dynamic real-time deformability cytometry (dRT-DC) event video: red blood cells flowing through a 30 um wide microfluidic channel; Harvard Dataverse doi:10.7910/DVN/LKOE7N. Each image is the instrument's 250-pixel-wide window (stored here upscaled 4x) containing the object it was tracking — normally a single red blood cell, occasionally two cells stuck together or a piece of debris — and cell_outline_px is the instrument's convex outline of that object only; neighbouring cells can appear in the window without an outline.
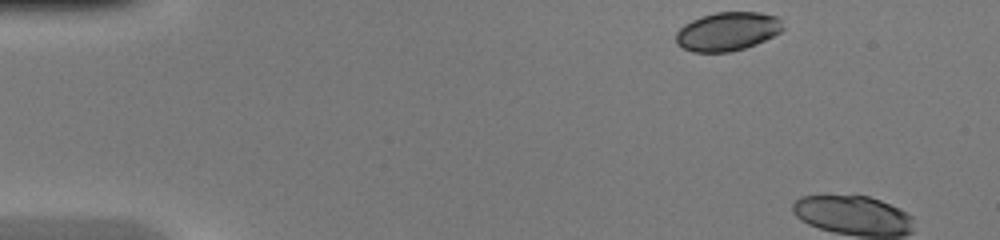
{"species": "common noctule bat (a hibernating species)", "species_latin": "Nyctalus noctula", "temperature_condition": "warm", "stored_images_in_passage": 4, "camera_frame_rate_fps": 3000, "um_per_image_px": 0.085, "animal": {"sex": "female", "body_mass_g": 20.0, "forearm_length_mm": 54.0}, "frame": {"image": 1, "passage_image": 1, "time_ms": 0.0, "image_size_px": [1000, 240], "cell_outline_px": [[784, 28], [780, 32], [756, 44], [744, 48], [728, 52], [692, 52], [676, 44], [676, 32], [684, 24], [700, 16], [716, 12], [760, 12], [776, 16], [780, 20]], "centroid_in_image_um": [61.81, 2.67], "position_along_channel_um": 23.2, "area_um2": 24.1}}